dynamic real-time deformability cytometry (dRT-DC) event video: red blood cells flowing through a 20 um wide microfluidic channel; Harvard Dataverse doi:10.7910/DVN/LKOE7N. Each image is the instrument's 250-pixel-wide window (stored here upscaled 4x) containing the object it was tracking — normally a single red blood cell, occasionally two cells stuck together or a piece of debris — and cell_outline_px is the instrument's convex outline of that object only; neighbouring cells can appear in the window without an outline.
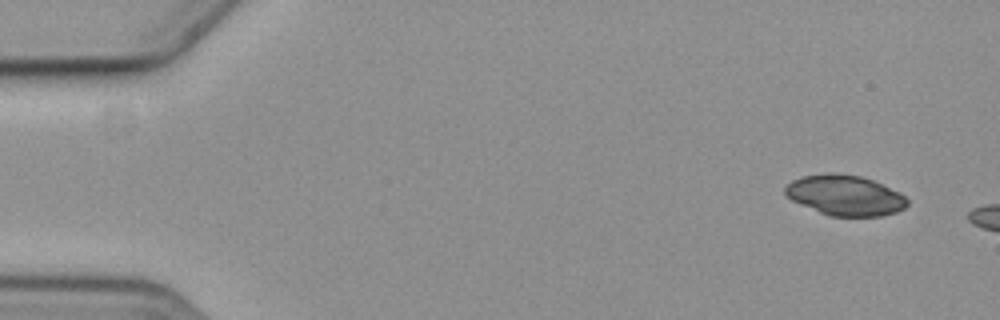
{"species": "common noctule bat (a hibernating species)", "species_latin": "Nyctalus noctula", "temperature_condition": "cold", "stored_images_in_passage": 3, "camera_frame_rate_fps": 3000, "um_per_image_px": 0.085, "animal": {"sex": "female", "body_mass_g": 19.3, "forearm_length_mm": 54.1}, "frame": {"image": 1, "passage_image": 1, "time_ms": 0.0, "image_size_px": [1000, 320], "cell_outline_px": [[908, 204], [904, 208], [896, 212], [880, 216], [832, 216], [820, 212], [800, 204], [792, 200], [784, 192], [784, 188], [792, 180], [804, 176], [828, 172], [836, 172], [860, 176], [872, 180], [900, 192], [908, 200]], "centroid_in_image_um": [71.83, 16.59], "position_along_channel_um": 13.2, "area_um2": 28.61}}